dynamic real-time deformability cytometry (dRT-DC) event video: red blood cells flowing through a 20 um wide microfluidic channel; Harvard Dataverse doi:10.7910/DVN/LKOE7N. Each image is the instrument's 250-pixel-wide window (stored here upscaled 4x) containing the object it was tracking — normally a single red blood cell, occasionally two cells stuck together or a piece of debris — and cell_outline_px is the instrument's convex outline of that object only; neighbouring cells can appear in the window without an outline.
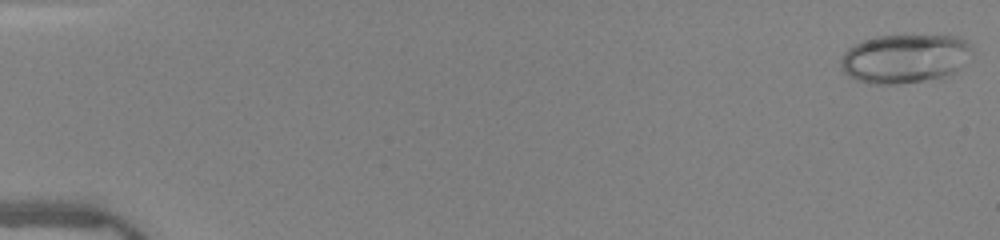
{"species": "human", "species_latin": "Homo sapiens", "temperature_condition": "warm", "stored_images_in_passage": 50, "camera_frame_rate_fps": 3000, "um_per_image_px": 0.085, "donor": {"sex": "female"}, "frame": {"image": 1, "passage_image": 1, "time_ms": 0.0, "image_size_px": [1000, 240], "cell_outline_px": [[972, 52], [960, 68], [940, 80], [896, 84], [868, 84], [856, 80], [848, 76], [844, 72], [840, 64], [840, 60], [844, 52], [848, 48], [864, 40], [876, 36], [960, 36], [968, 40], [972, 44]], "centroid_in_image_um": [76.93, 5.0], "position_along_channel_um": 8.1, "area_um2": 37.97}}
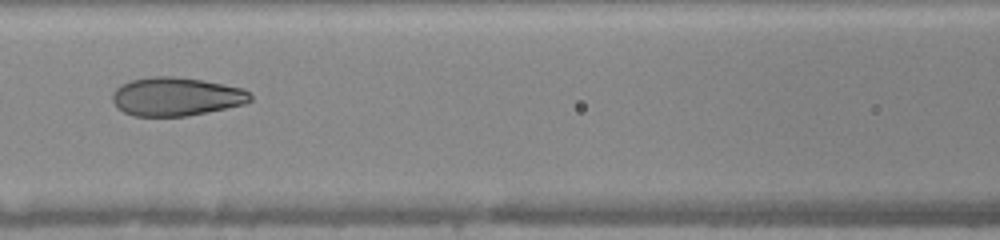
{"frame": {"image": 2, "passage_image": 24, "time_ms": 7.667, "image_size_px": [1000, 240], "cell_outline_px": [[252, 100], [244, 104], [188, 116], [132, 116], [124, 112], [112, 100], [112, 92], [116, 88], [132, 80], [152, 76], [172, 76], [200, 80], [224, 84], [244, 88], [252, 96]], "centroid_in_image_um": [14.99, 8.21], "position_along_channel_um": 151.6, "area_um2": 30.81}}
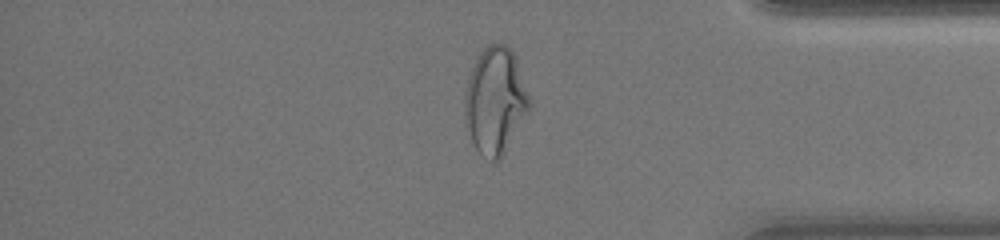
{"frame": {"image": 3, "passage_image": 43, "time_ms": 14.0, "image_size_px": [1000, 240], "cell_outline_px": [[532, 104], [500, 156], [496, 160], [492, 160], [480, 152], [476, 148], [472, 140], [464, 120], [464, 96], [468, 80], [472, 68], [480, 52], [488, 44], [508, 44], [516, 60]], "centroid_in_image_um": [42.07, 8.5], "position_along_channel_um": 393.1, "area_um2": 39.02}, "authors_computed_cell_mechanics": {"area_um2": 34.0731, "velocity_mm_per_s": 4.0649, "shape_relaxation_time_tau1_ms": 9.8246, "shape_relaxation_time_tau2_ms": 0.8195, "deformation_change_tau1": 0.3038, "deformation_change_tau2": 0.0584}}